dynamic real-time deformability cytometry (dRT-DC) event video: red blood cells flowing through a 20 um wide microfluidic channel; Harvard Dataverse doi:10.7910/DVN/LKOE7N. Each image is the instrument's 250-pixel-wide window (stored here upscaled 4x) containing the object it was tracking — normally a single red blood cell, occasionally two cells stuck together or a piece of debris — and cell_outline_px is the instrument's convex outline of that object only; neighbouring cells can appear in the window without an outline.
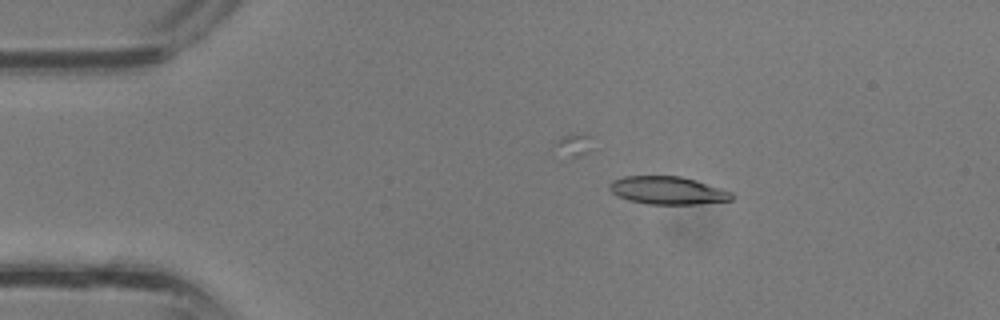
{"species": "common noctule bat (a hibernating species)", "species_latin": "Nyctalus noctula", "temperature_condition": "room temperature", "stored_images_in_passage": 35, "camera_frame_rate_fps": 3000, "um_per_image_px": 0.085, "animal": {"sex": "male", "body_mass_g": 13.3}, "frame": {"image": 1, "passage_image": 5, "time_ms": 1.333, "image_size_px": [1000, 320], "cell_outline_px": [[736, 196], [732, 200], [696, 204], [648, 204], [632, 200], [620, 196], [612, 192], [608, 188], [608, 184], [612, 180], [624, 176], [680, 176], [696, 180], [732, 192]], "centroid_in_image_um": [56.77, 16.18], "position_along_channel_um": 28.2, "area_um2": 19.77}}
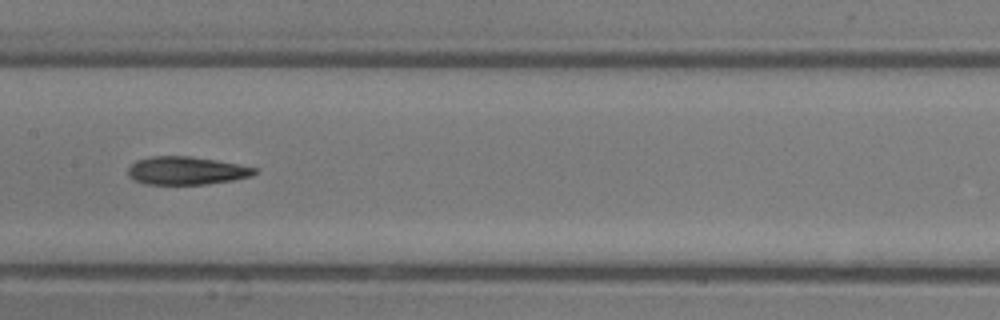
{"frame": {"image": 2, "passage_image": 17, "time_ms": 5.333, "image_size_px": [1000, 320], "cell_outline_px": [[256, 172], [252, 176], [232, 180], [204, 184], [144, 184], [132, 180], [128, 176], [128, 168], [136, 160], [152, 156], [188, 156], [216, 160], [256, 168]], "centroid_in_image_um": [15.78, 14.51], "position_along_channel_um": 191.6, "area_um2": 20.58}}
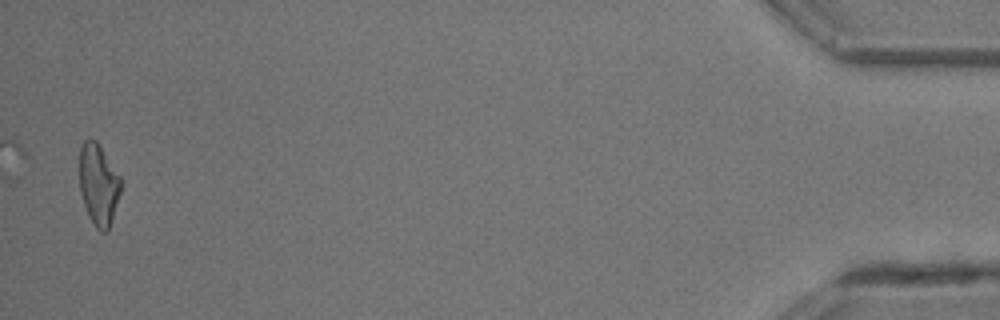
{"frame": {"image": 3, "passage_image": 35, "time_ms": 11.333, "image_size_px": [1000, 320], "cell_outline_px": [[120, 192], [112, 220], [108, 232], [100, 232], [96, 228], [88, 216], [80, 192], [80, 148], [84, 140], [88, 136], [96, 140], [120, 176]], "centroid_in_image_um": [8.36, 15.69], "position_along_channel_um": 426.8, "area_um2": 19.59}}